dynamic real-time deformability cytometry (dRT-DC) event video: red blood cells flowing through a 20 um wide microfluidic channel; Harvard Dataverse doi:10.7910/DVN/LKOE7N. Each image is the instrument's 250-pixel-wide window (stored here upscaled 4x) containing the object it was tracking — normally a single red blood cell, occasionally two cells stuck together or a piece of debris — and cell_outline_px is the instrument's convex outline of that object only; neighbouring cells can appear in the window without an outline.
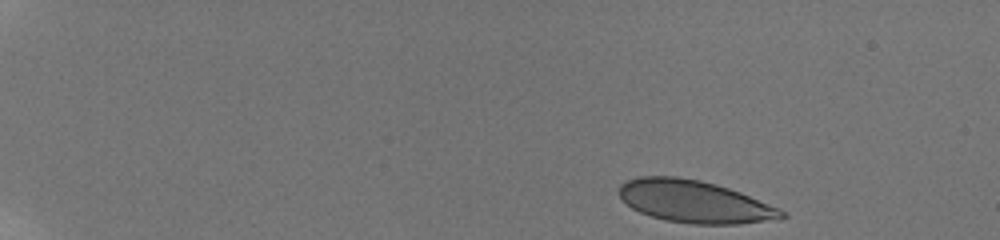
{"species": "human", "species_latin": "Homo sapiens", "temperature_condition": "room temperature", "stored_images_in_passage": 41, "camera_frame_rate_fps": 3000, "um_per_image_px": 0.085, "donor": {"sex": "male"}, "frame": {"image": 1, "passage_image": 1, "time_ms": 0.0, "image_size_px": [1000, 240], "cell_outline_px": [[788, 216], [740, 224], [692, 224], [668, 220], [652, 216], [640, 212], [632, 208], [616, 192], [620, 184], [628, 180], [640, 176], [676, 176], [700, 180], [716, 184], [740, 192], [780, 208]], "centroid_in_image_um": [59.0, 17.12], "position_along_channel_um": 26.0, "area_um2": 39.77}}
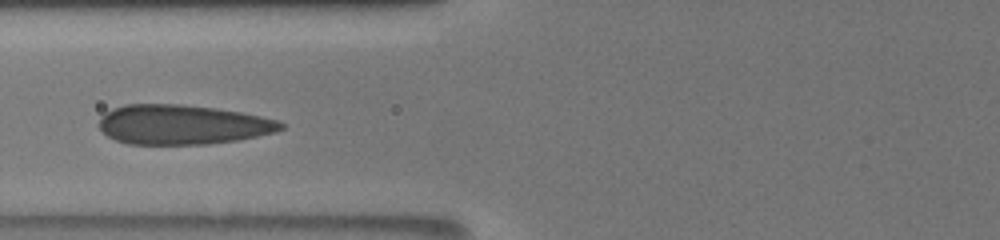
{"frame": {"image": 2, "passage_image": 13, "time_ms": 6.0, "image_size_px": [1000, 240], "cell_outline_px": [[284, 128], [276, 132], [240, 140], [208, 144], [128, 144], [116, 140], [108, 136], [100, 128], [100, 116], [104, 112], [112, 108], [124, 104], [180, 104], [216, 108], [240, 112], [280, 120], [284, 124]], "centroid_in_image_um": [15.52, 10.59], "position_along_channel_um": 110.3, "area_um2": 42.25}}
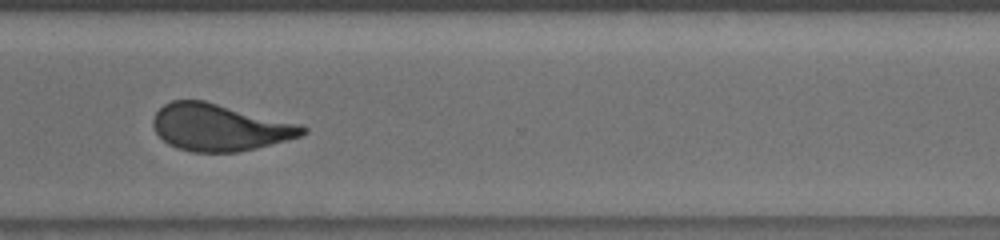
{"frame": {"image": 3, "passage_image": 28, "time_ms": 12.333, "image_size_px": [1000, 240], "cell_outline_px": [[308, 132], [300, 136], [256, 148], [236, 152], [192, 152], [176, 148], [168, 144], [156, 132], [152, 124], [152, 120], [156, 112], [164, 104], [172, 100], [204, 100], [300, 124], [308, 128]], "centroid_in_image_um": [18.65, 10.82], "position_along_channel_um": 352.0, "area_um2": 40.75}, "authors_computed_cell_mechanics": {"area_um2": 41.2114, "velocity_mm_per_s": 3.8237, "shape_relaxation_time_tau1_ms": 7.4687, "shape_relaxation_time_tau2_ms": null, "deformation_change_tau1": 0.1815, "deformation_change_tau2": null}}